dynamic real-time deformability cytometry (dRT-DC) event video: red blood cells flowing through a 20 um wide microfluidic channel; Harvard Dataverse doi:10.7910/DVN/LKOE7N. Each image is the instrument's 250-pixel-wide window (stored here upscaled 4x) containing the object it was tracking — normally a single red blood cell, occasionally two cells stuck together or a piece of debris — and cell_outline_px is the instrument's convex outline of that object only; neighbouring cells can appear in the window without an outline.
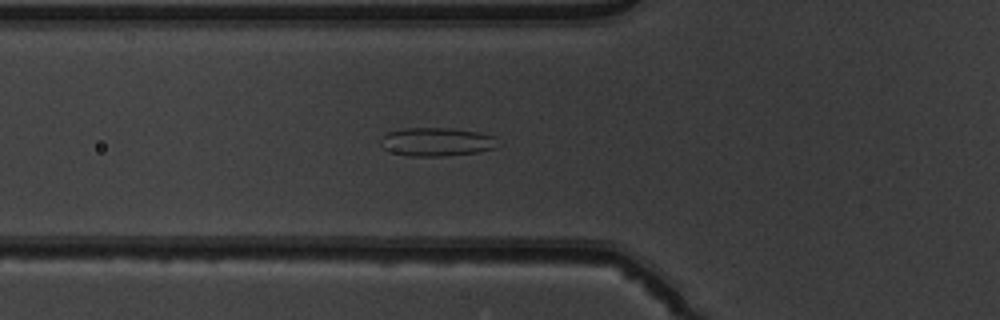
{"species": "common noctule bat (a hibernating species)", "species_latin": "Nyctalus noctula", "temperature_condition": "warm", "stored_images_in_passage": 36, "camera_frame_rate_fps": 3000, "um_per_image_px": 0.085, "animal": {"sex": "male", "body_mass_g": 19.5, "forearm_length_mm": 54.6}, "frame": {"image": 1, "passage_image": 2, "time_ms": 0.333, "image_size_px": [1000, 320], "cell_outline_px": [[496, 148], [480, 152], [444, 156], [408, 156], [392, 152], [384, 148], [380, 144], [380, 140], [388, 132], [404, 128], [452, 128], [480, 132], [496, 136]], "centroid_in_image_um": [37.14, 12.06], "position_along_channel_um": 88.7, "area_um2": 19.59}}
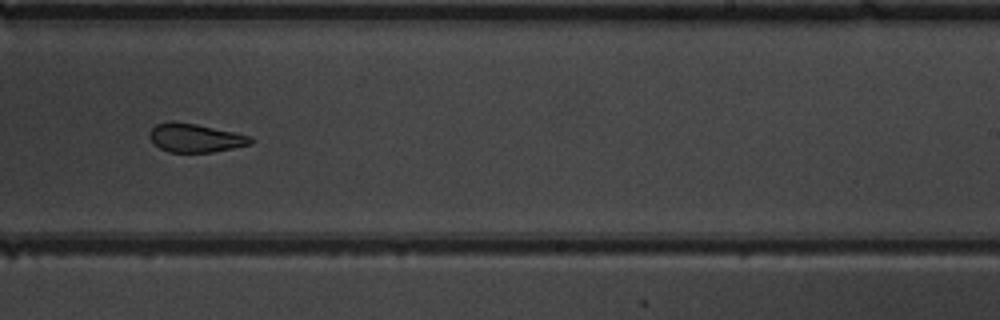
{"frame": {"image": 2, "passage_image": 16, "time_ms": 5.0, "image_size_px": [1000, 320], "cell_outline_px": [[252, 144], [212, 152], [168, 152], [160, 148], [152, 140], [152, 128], [156, 124], [168, 120], [172, 120], [196, 124], [252, 136]], "centroid_in_image_um": [16.62, 11.71], "position_along_channel_um": 272.4, "area_um2": 16.65}}
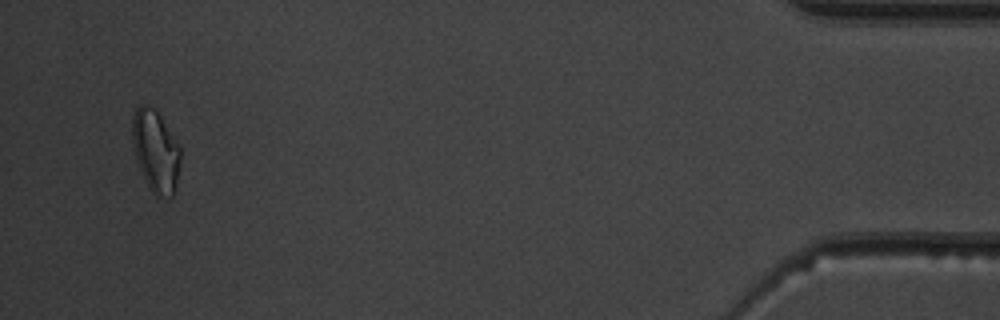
{"frame": {"image": 3, "passage_image": 33, "time_ms": 10.667, "image_size_px": [1000, 320], "cell_outline_px": [[180, 164], [176, 188], [172, 196], [156, 196], [152, 192], [136, 160], [132, 148], [132, 116], [136, 108], [140, 104], [144, 104], [156, 108], [180, 148]], "centroid_in_image_um": [13.21, 12.8], "position_along_channel_um": 422.0, "area_um2": 23.0}}